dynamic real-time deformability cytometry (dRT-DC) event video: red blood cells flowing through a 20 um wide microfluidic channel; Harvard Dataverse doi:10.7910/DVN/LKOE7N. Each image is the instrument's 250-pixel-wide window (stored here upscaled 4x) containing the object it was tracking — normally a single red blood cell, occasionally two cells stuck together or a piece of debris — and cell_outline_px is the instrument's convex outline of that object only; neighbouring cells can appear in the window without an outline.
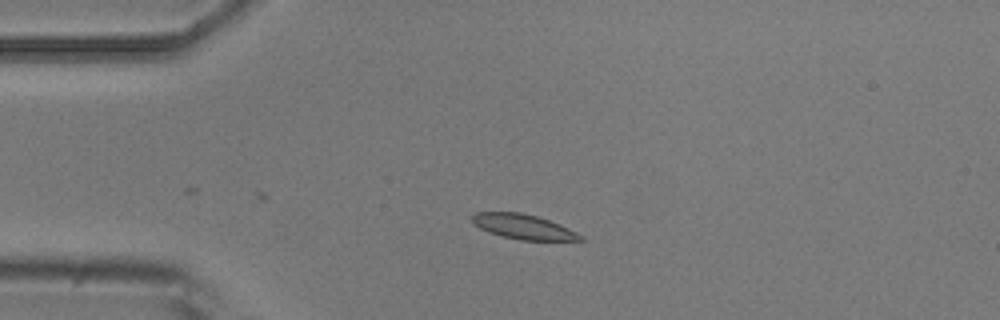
{"species": "common noctule bat (a hibernating species)", "species_latin": "Nyctalus noctula", "temperature_condition": "room temperature", "stored_images_in_passage": 4, "camera_frame_rate_fps": 3000, "um_per_image_px": 0.085, "animal": {"sex": "male", "body_mass_g": 20.5, "forearm_length_mm": 52.5}, "frame": {"image": 1, "passage_image": 3, "time_ms": 2.333, "image_size_px": [1000, 320], "cell_outline_px": [[584, 240], [520, 240], [488, 232], [472, 224], [472, 216], [476, 212], [520, 212], [536, 216], [548, 220], [568, 228], [584, 236]], "centroid_in_image_um": [44.46, 19.27], "position_along_channel_um": 40.5, "area_um2": 15.49}}